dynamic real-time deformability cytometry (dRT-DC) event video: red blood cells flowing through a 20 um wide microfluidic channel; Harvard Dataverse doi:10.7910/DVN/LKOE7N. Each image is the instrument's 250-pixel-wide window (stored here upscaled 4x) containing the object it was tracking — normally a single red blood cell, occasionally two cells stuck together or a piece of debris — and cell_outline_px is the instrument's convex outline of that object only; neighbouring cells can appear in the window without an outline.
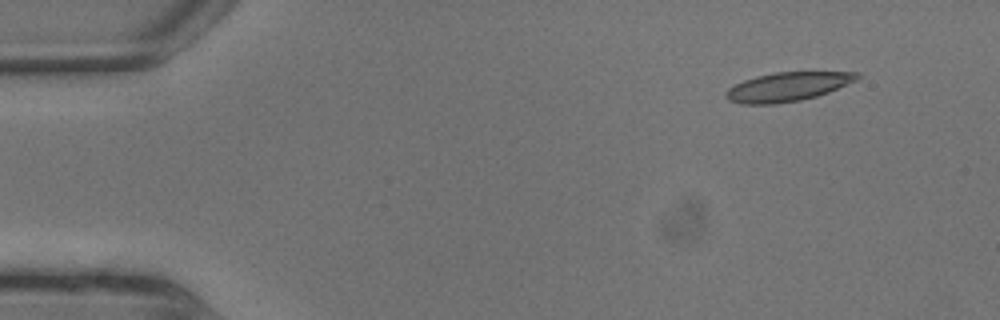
{"species": "common noctule bat (a hibernating species)", "species_latin": "Nyctalus noctula", "temperature_condition": "warm", "stored_images_in_passage": 8, "camera_frame_rate_fps": 3000, "um_per_image_px": 0.085, "animal": {"sex": "male", "body_mass_g": 13.3}, "frame": {"image": 1, "passage_image": 2, "time_ms": 0.333, "image_size_px": [1000, 320], "cell_outline_px": [[848, 76], [840, 84], [824, 92], [812, 96], [792, 100], [736, 100], [728, 96], [728, 92], [732, 88], [748, 80], [764, 76], [788, 72], [844, 72]], "centroid_in_image_um": [66.89, 7.31], "position_along_channel_um": 18.1, "area_um2": 17.8}}
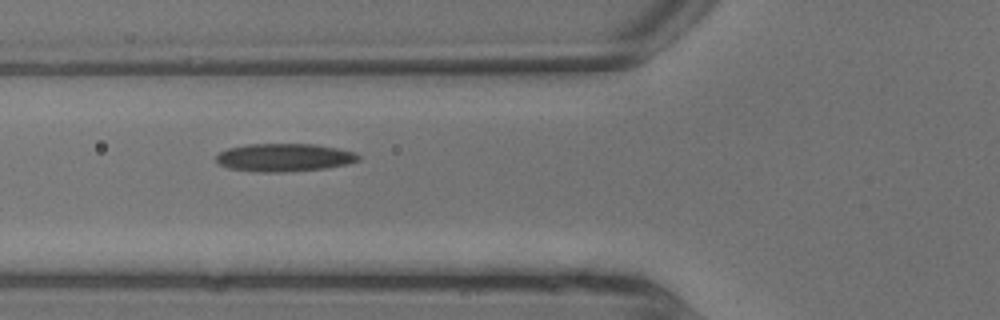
{"frame": {"image": 2, "passage_image": 7, "time_ms": 2.0, "image_size_px": [1000, 320], "cell_outline_px": [[356, 156], [352, 160], [336, 164], [312, 168], [240, 168], [228, 164], [220, 160], [220, 156], [224, 152], [240, 148], [324, 148], [344, 152]], "centroid_in_image_um": [24.16, 13.41], "position_along_channel_um": 101.6, "area_um2": 16.59}}
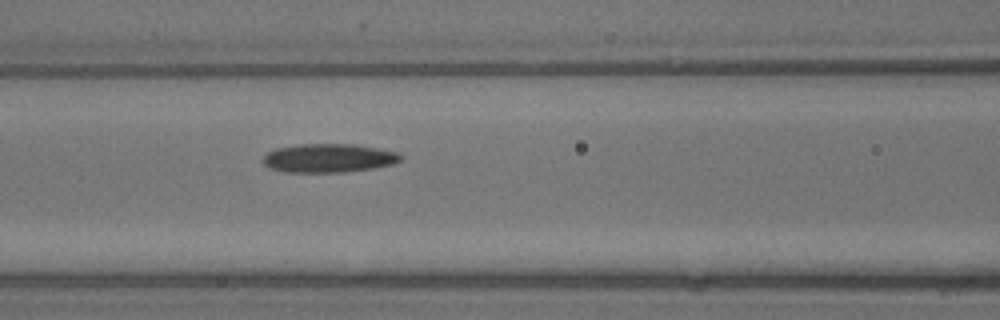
{"frame": {"image": 3, "passage_image": 8, "time_ms": 2.333, "image_size_px": [1000, 320], "cell_outline_px": [[396, 160], [384, 164], [360, 168], [280, 168], [268, 164], [268, 156], [276, 152], [292, 148], [360, 148], [384, 152], [396, 156]], "centroid_in_image_um": [27.96, 13.45], "position_along_channel_um": 138.6, "area_um2": 16.01}}